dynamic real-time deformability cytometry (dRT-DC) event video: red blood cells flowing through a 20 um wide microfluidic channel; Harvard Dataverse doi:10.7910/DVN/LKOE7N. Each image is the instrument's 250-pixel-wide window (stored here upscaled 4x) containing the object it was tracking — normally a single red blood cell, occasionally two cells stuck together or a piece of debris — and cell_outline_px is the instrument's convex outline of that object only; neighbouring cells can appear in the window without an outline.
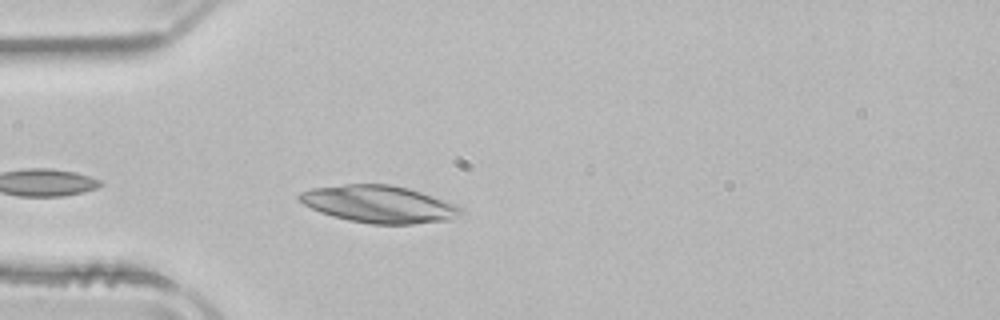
{"species": "common noctule bat (a hibernating species)", "species_latin": "Nyctalus noctula", "temperature_condition": "room temperature", "stored_images_in_passage": 14, "camera_frame_rate_fps": 3000, "um_per_image_px": 0.085, "animal": {"sex": "male", "body_mass_g": 21.5, "forearm_length_mm": 52.0}, "frame": {"image": 1, "passage_image": 3, "time_ms": 0.667, "image_size_px": [1000, 320], "cell_outline_px": [[464, 216], [448, 220], [412, 224], [372, 224], [348, 220], [332, 216], [320, 212], [304, 204], [296, 196], [300, 192], [312, 188], [344, 184], [388, 184], [408, 188], [456, 204], [464, 212]], "centroid_in_image_um": [32.23, 17.36], "position_along_channel_um": 52.8, "area_um2": 35.08}}